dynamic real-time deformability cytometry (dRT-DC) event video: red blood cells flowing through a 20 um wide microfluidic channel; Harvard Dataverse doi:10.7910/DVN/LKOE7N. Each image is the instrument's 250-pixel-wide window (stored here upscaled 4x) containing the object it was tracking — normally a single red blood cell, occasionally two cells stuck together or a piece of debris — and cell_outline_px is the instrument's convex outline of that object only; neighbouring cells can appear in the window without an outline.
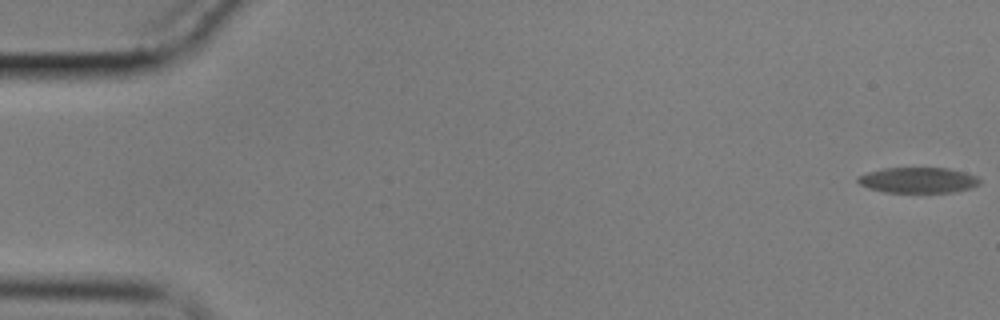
{"species": "common noctule bat (a hibernating species)", "species_latin": "Nyctalus noctula", "temperature_condition": "cold", "stored_images_in_passage": 7, "camera_frame_rate_fps": 3000, "um_per_image_px": 0.085, "animal": {"sex": "male", "body_mass_g": 17.9}, "frame": {"image": 1, "passage_image": 1, "time_ms": 0.0, "image_size_px": [1000, 320], "cell_outline_px": [[980, 184], [972, 188], [956, 192], [884, 192], [868, 188], [860, 184], [856, 180], [856, 176], [868, 172], [884, 168], [948, 168], [964, 172], [976, 176], [980, 180]], "centroid_in_image_um": [78.03, 15.31], "position_along_channel_um": 7.0, "area_um2": 18.26}}